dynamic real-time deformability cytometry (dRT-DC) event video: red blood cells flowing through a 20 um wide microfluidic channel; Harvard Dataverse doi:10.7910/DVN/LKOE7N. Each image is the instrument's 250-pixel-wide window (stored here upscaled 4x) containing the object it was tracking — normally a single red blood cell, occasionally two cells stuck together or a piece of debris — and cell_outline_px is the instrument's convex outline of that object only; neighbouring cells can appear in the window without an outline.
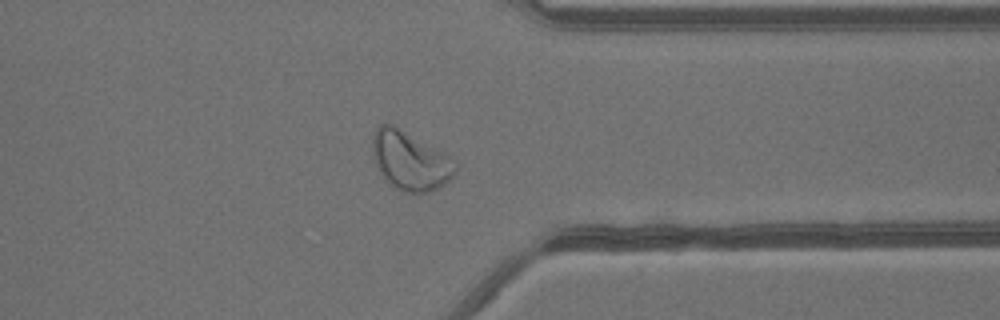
{"species": "common noctule bat (a hibernating species)", "species_latin": "Nyctalus noctula", "temperature_condition": "warm", "stored_images_in_passage": 34, "camera_frame_rate_fps": 3000, "um_per_image_px": 0.085, "animal": {"sex": "male", "body_mass_g": 13.3}, "frame": {"image": 1, "passage_image": 25, "time_ms": 8.0, "image_size_px": [1000, 320], "cell_outline_px": [[456, 172], [444, 184], [428, 192], [404, 192], [388, 184], [376, 164], [372, 156], [372, 136], [376, 128], [380, 124], [392, 124], [448, 156], [456, 168]], "centroid_in_image_um": [34.79, 13.67], "position_along_channel_um": 376.6, "area_um2": 27.69}}